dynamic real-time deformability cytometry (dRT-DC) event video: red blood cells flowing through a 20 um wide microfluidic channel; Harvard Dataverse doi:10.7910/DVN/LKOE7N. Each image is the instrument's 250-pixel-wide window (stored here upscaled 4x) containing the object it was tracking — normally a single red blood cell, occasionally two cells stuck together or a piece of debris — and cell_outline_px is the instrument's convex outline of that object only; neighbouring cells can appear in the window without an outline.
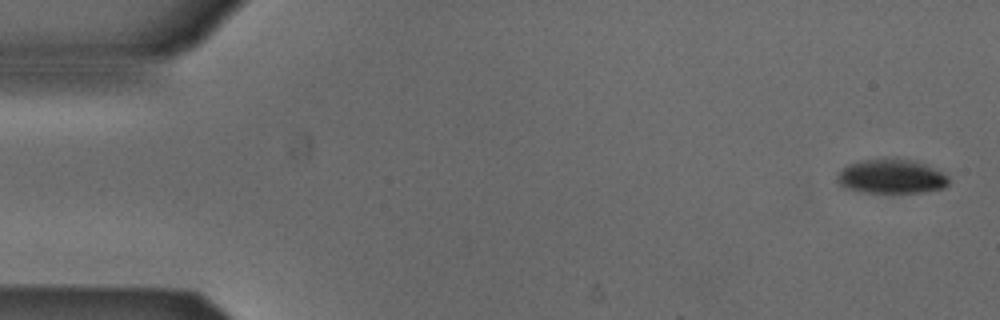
{"species": "Egyptian fruit bat (a non-hibernating species)", "species_latin": "Rousettus aegyptiacus", "temperature_condition": "cold", "stored_images_in_passage": 5, "camera_frame_rate_fps": 3000, "um_per_image_px": 0.085, "animal": {"sex": "male"}, "frame": {"image": 1, "passage_image": 1, "time_ms": 0.0, "image_size_px": [1000, 320], "cell_outline_px": [[948, 184], [944, 188], [920, 192], [860, 192], [844, 188], [836, 180], [836, 176], [848, 164], [864, 160], [896, 156], [916, 160], [928, 164], [944, 172], [948, 176]], "centroid_in_image_um": [75.8, 14.96], "position_along_channel_um": 9.2, "area_um2": 22.83}}
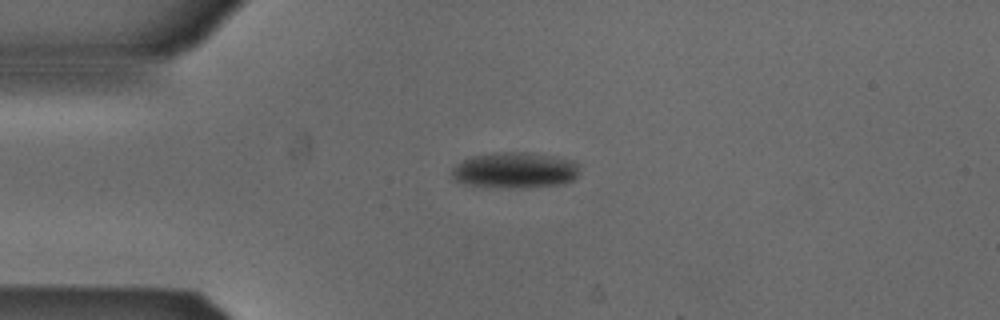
{"frame": {"image": 2, "passage_image": 4, "time_ms": 1.0, "image_size_px": [1000, 320], "cell_outline_px": [[580, 172], [572, 180], [560, 184], [468, 184], [456, 180], [452, 176], [452, 168], [456, 164], [472, 156], [496, 152], [528, 152], [576, 160], [580, 164]], "centroid_in_image_um": [43.83, 14.38], "position_along_channel_um": 41.2, "area_um2": 25.26}}